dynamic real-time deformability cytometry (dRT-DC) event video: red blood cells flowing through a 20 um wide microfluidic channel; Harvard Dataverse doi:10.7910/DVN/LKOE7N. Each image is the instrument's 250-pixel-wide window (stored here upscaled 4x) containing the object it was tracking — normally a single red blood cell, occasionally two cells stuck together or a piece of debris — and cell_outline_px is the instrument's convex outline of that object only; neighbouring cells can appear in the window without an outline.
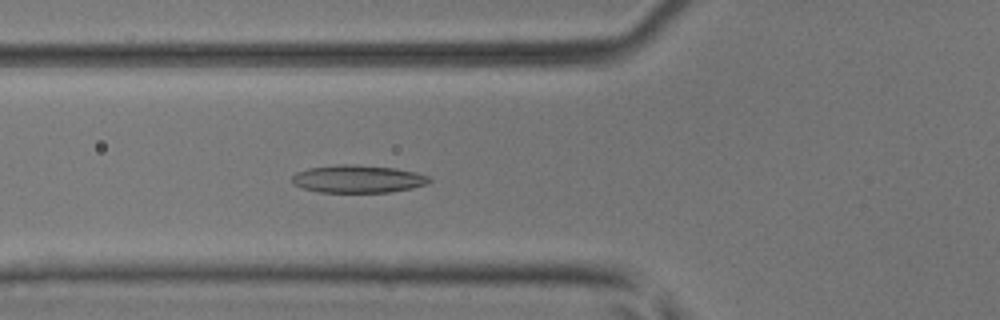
{"species": "common noctule bat (a hibernating species)", "species_latin": "Nyctalus noctula", "temperature_condition": "room temperature", "stored_images_in_passage": 51, "segment_of_instrument_passage": [1, 2], "camera_frame_rate_fps": 3000, "um_per_image_px": 0.085, "animal": {"sex": "male", "body_mass_g": 17.9, "forearm_length_mm": 54.2}, "frame": {"image": 1, "passage_image": 19, "time_ms": 6.0, "image_size_px": [1000, 320], "cell_outline_px": [[432, 180], [424, 184], [412, 188], [388, 192], [320, 192], [304, 188], [292, 184], [292, 176], [296, 172], [308, 168], [340, 164], [356, 164], [396, 168], [416, 172], [428, 176]], "centroid_in_image_um": [30.4, 15.2], "position_along_channel_um": 95.4, "area_um2": 22.14}}
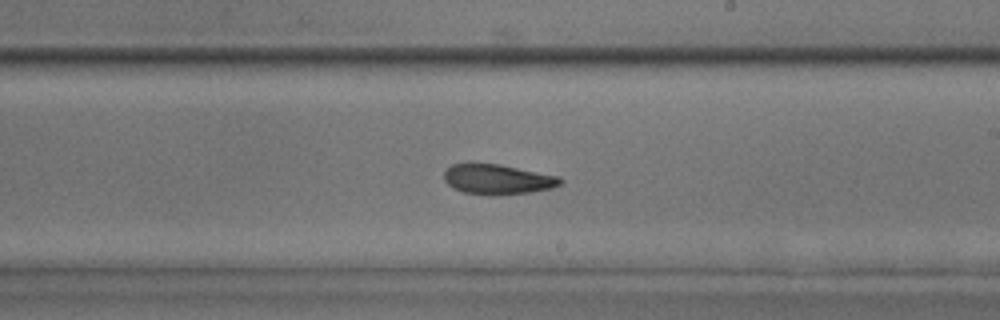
{"frame": {"image": 2, "passage_image": 30, "time_ms": 9.667, "image_size_px": [1000, 320], "cell_outline_px": [[564, 180], [560, 184], [552, 188], [528, 192], [496, 196], [488, 196], [464, 192], [452, 188], [444, 180], [444, 172], [452, 164], [468, 160], [472, 160], [500, 164], [560, 176]], "centroid_in_image_um": [42.24, 15.2], "position_along_channel_um": 246.8, "area_um2": 21.21}}
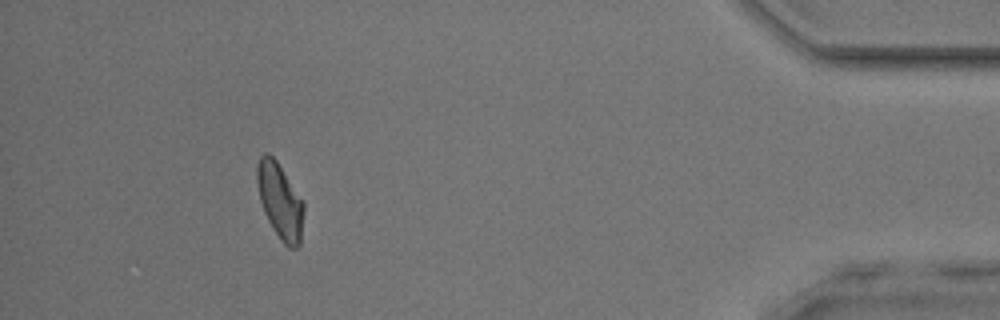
{"frame": {"image": 3, "passage_image": 46, "time_ms": 15.0, "image_size_px": [1000, 320], "cell_outline_px": [[304, 212], [300, 244], [296, 248], [288, 248], [280, 240], [272, 228], [264, 212], [260, 200], [256, 180], [256, 168], [260, 156], [264, 152], [268, 152], [276, 160], [304, 200]], "centroid_in_image_um": [23.81, 17.08], "position_along_channel_um": 411.4, "area_um2": 20.87}}